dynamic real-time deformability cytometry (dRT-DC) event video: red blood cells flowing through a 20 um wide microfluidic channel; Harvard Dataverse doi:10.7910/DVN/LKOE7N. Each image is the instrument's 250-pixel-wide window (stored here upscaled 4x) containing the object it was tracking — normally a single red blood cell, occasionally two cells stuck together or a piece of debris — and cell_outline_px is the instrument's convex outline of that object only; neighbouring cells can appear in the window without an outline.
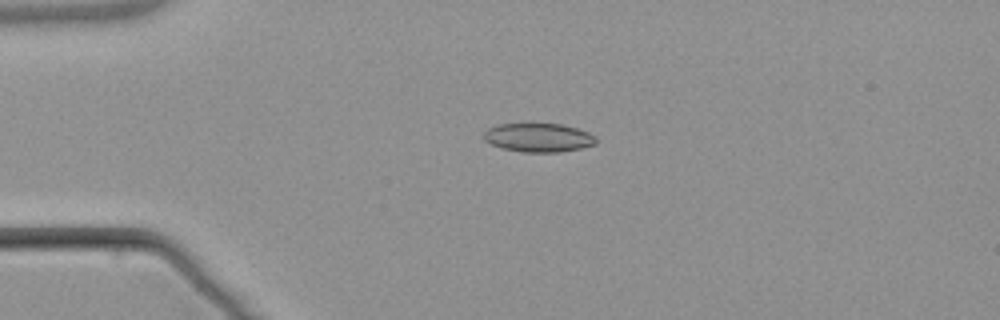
{"species": "common noctule bat (a hibernating species)", "species_latin": "Nyctalus noctula", "temperature_condition": "warm", "stored_images_in_passage": 5, "camera_frame_rate_fps": 3000, "um_per_image_px": 0.085, "animal": {"sex": "male", "body_mass_g": 21.5, "forearm_length_mm": 52.0}, "frame": {"image": 1, "passage_image": 3, "time_ms": 2.667, "image_size_px": [1000, 320], "cell_outline_px": [[596, 144], [580, 148], [560, 152], [520, 152], [504, 148], [492, 144], [484, 140], [484, 132], [488, 128], [496, 124], [528, 120], [532, 120], [564, 124], [588, 132], [596, 136]], "centroid_in_image_um": [45.74, 11.62], "position_along_channel_um": 39.3, "area_um2": 19.83}}
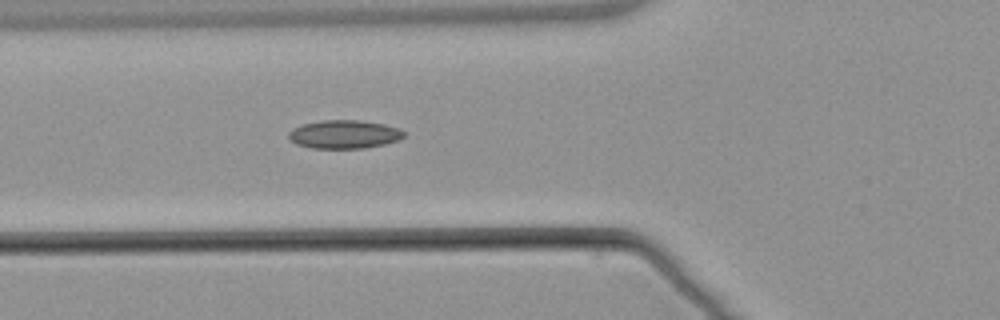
{"frame": {"image": 2, "passage_image": 5, "time_ms": 5.0, "image_size_px": [1000, 320], "cell_outline_px": [[404, 136], [400, 140], [384, 144], [364, 148], [312, 148], [296, 144], [288, 136], [288, 132], [292, 128], [304, 124], [324, 120], [360, 120], [384, 124], [400, 128], [404, 132]], "centroid_in_image_um": [29.28, 11.41], "position_along_channel_um": 96.5, "area_um2": 19.07}}